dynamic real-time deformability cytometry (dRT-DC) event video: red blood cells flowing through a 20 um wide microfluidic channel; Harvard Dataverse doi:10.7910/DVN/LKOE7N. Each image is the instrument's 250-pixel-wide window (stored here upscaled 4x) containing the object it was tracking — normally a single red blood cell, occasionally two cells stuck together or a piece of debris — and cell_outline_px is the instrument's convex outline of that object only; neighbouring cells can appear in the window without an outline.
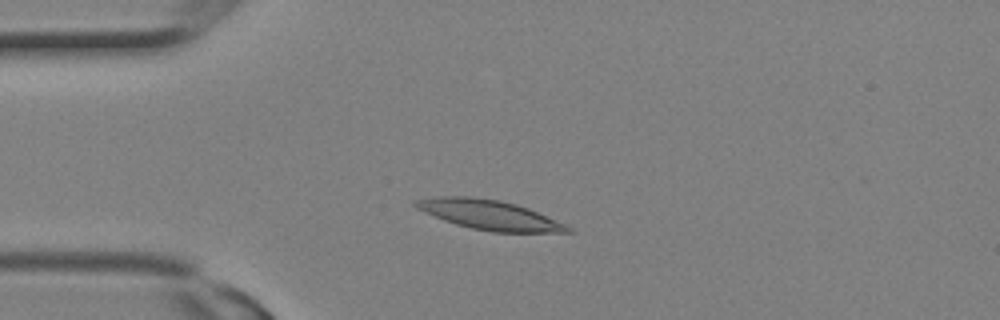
{"species": "Egyptian fruit bat (a non-hibernating species)", "species_latin": "Rousettus aegyptiacus", "temperature_condition": "room temperature", "stored_images_in_passage": 1, "camera_frame_rate_fps": 3000, "um_per_image_px": 0.085, "animal": {"sex": "female"}, "frame": {"image": 1, "passage_image": 1, "time_ms": 0.0, "image_size_px": [1000, 320], "cell_outline_px": [[572, 232], [492, 232], [472, 228], [456, 224], [444, 220], [416, 208], [412, 204], [412, 200], [440, 196], [468, 196], [500, 200], [516, 204], [528, 208], [564, 224], [572, 228]], "centroid_in_image_um": [41.55, 18.25], "position_along_channel_um": 43.5, "area_um2": 26.01}}